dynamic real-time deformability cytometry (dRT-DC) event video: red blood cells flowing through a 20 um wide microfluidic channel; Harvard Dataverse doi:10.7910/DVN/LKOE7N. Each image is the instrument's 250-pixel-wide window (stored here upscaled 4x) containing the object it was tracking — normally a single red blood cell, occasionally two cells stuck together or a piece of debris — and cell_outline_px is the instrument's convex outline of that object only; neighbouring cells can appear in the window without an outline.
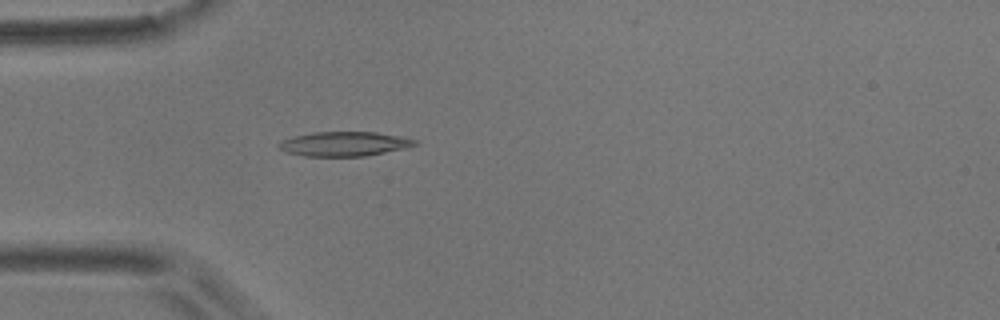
{"species": "common noctule bat (a hibernating species)", "species_latin": "Nyctalus noctula", "temperature_condition": "room temperature", "stored_images_in_passage": 4, "camera_frame_rate_fps": 3000, "um_per_image_px": 0.085, "animal": {"sex": "male", "body_mass_g": 17.9}, "frame": {"image": 1, "passage_image": 4, "time_ms": 3.667, "image_size_px": [1000, 320], "cell_outline_px": [[416, 144], [404, 148], [368, 156], [304, 156], [284, 152], [276, 148], [276, 144], [280, 140], [292, 136], [312, 132], [376, 132], [400, 136], [416, 140]], "centroid_in_image_um": [29.15, 12.23], "position_along_channel_um": 55.8, "area_um2": 19.59}}